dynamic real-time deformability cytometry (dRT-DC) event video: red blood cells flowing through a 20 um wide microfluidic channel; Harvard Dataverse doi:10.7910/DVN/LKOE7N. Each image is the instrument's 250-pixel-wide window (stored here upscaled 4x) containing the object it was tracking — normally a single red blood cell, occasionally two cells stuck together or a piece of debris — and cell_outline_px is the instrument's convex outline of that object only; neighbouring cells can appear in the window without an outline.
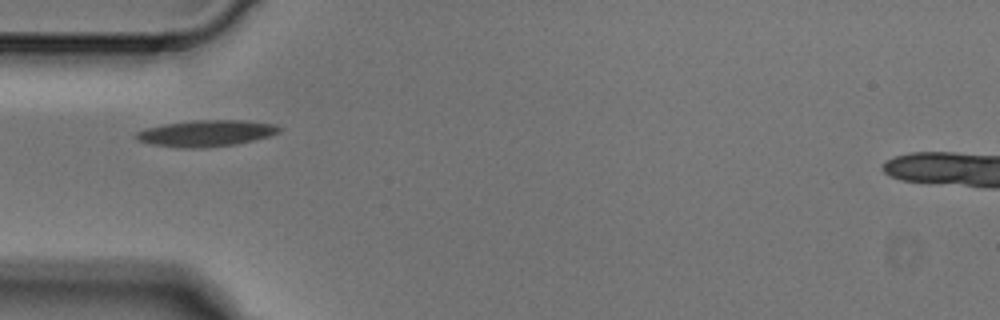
{"species": "Egyptian fruit bat (a non-hibernating species)", "species_latin": "Rousettus aegyptiacus", "temperature_condition": "cold", "stored_images_in_passage": 5, "camera_frame_rate_fps": 3000, "um_per_image_px": 0.085, "animal": {"sex": "male"}, "frame": {"image": 1, "passage_image": 5, "time_ms": 1.333, "image_size_px": [1000, 320], "cell_outline_px": [[284, 128], [280, 132], [268, 136], [236, 144], [204, 148], [176, 148], [152, 144], [136, 140], [132, 136], [136, 132], [144, 128], [164, 124], [192, 120], [244, 120], [276, 124]], "centroid_in_image_um": [17.49, 11.32], "position_along_channel_um": 67.5, "area_um2": 22.31}}